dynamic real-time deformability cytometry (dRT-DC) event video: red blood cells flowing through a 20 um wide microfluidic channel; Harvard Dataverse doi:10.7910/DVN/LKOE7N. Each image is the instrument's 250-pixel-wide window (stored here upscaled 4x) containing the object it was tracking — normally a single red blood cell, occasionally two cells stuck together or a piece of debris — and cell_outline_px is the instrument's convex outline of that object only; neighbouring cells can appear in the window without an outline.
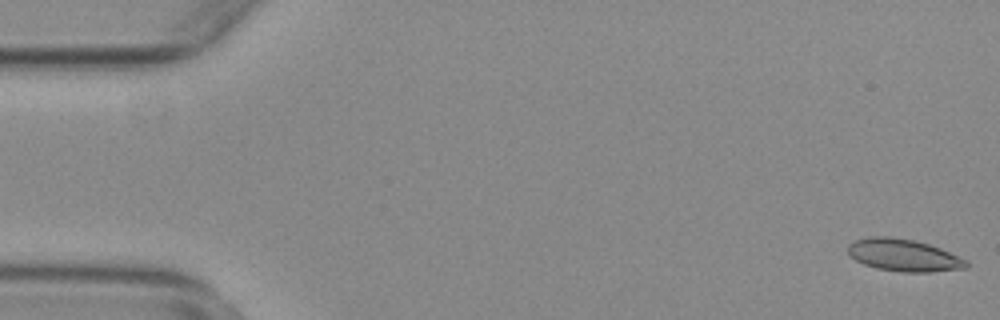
{"species": "common noctule bat (a hibernating species)", "species_latin": "Nyctalus noctula", "temperature_condition": "warm", "stored_images_in_passage": 25, "camera_frame_rate_fps": 3000, "um_per_image_px": 0.085, "animal": {"sex": "female", "body_mass_g": 29.2, "forearm_length_mm": 56.3}, "frame": {"image": 1, "passage_image": 1, "time_ms": 0.0, "image_size_px": [1000, 320], "cell_outline_px": [[968, 268], [932, 272], [900, 272], [876, 268], [864, 264], [856, 260], [848, 252], [848, 244], [856, 240], [868, 236], [892, 236], [912, 240], [928, 244], [940, 248], [968, 260]], "centroid_in_image_um": [76.83, 21.69], "position_along_channel_um": 8.2, "area_um2": 22.31}}
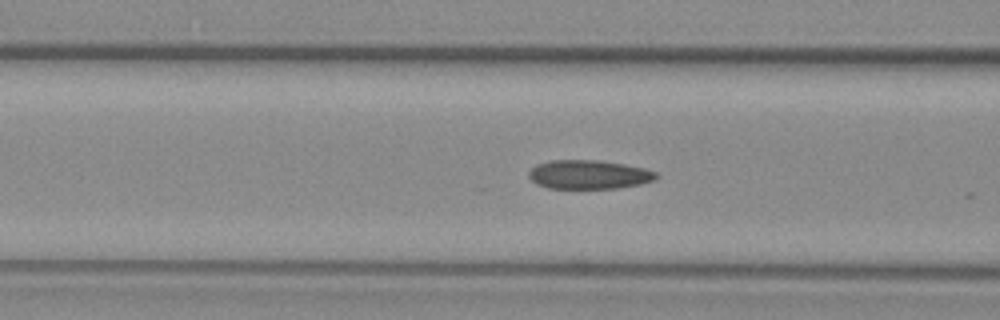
{"frame": {"image": 2, "passage_image": 21, "time_ms": 6.667, "image_size_px": [1000, 320], "cell_outline_px": [[660, 176], [656, 180], [640, 184], [616, 188], [548, 188], [536, 184], [528, 176], [528, 172], [536, 164], [552, 160], [596, 160], [624, 164], [644, 168], [656, 172]], "centroid_in_image_um": [50.06, 14.83], "position_along_channel_um": 116.5, "area_um2": 21.5}}
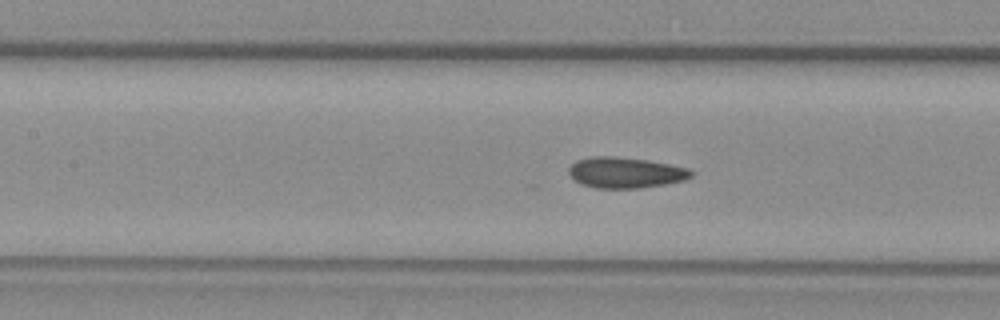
{"frame": {"image": 3, "passage_image": 24, "time_ms": 7.667, "image_size_px": [1000, 320], "cell_outline_px": [[696, 172], [692, 176], [684, 180], [664, 184], [640, 188], [596, 188], [580, 184], [568, 172], [568, 168], [576, 160], [592, 156], [612, 156], [648, 160], [688, 168]], "centroid_in_image_um": [53.17, 14.67], "position_along_channel_um": 154.2, "area_um2": 21.96}}